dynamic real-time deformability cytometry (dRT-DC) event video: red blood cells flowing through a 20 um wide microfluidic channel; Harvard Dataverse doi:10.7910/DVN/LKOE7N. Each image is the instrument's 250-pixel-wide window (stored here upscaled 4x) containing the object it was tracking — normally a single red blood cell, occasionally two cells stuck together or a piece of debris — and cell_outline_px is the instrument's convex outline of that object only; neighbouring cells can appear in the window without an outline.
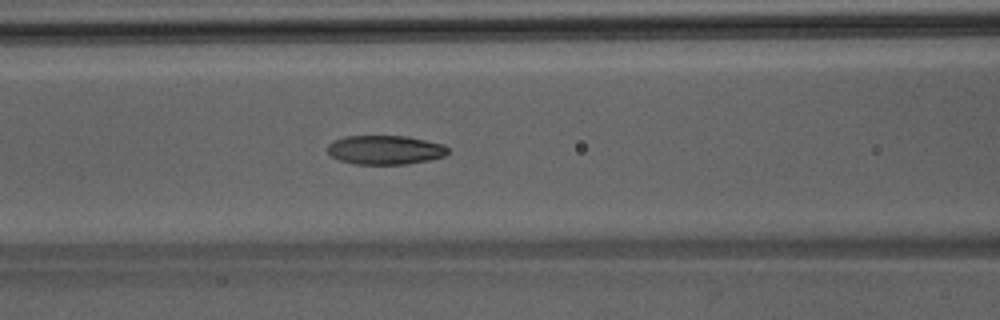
{"species": "Egyptian fruit bat (a non-hibernating species)", "species_latin": "Rousettus aegyptiacus", "temperature_condition": "room temperature", "stored_images_in_passage": 39, "camera_frame_rate_fps": 3000, "um_per_image_px": 0.085, "animal": {"sex": "male"}, "frame": {"image": 1, "passage_image": 10, "time_ms": 3.0, "image_size_px": [1000, 320], "cell_outline_px": [[448, 152], [444, 156], [428, 160], [408, 164], [356, 164], [340, 160], [332, 156], [328, 152], [328, 144], [332, 140], [344, 136], [408, 136], [444, 144], [448, 148]], "centroid_in_image_um": [32.74, 12.73], "position_along_channel_um": 133.9, "area_um2": 20.46}}
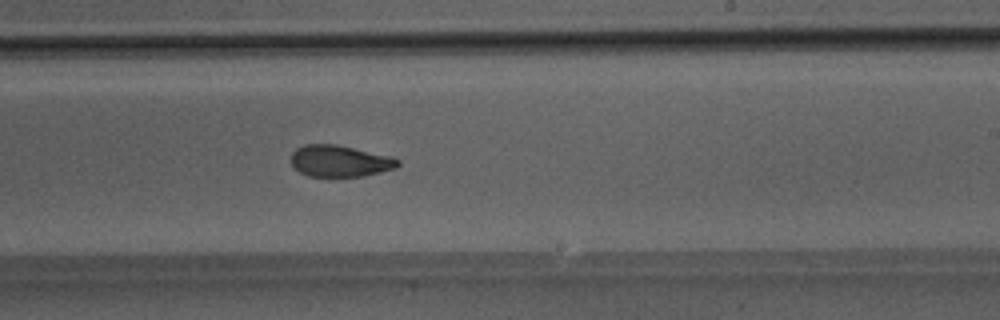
{"frame": {"image": 2, "passage_image": 19, "time_ms": 6.0, "image_size_px": [1000, 320], "cell_outline_px": [[400, 164], [396, 168], [364, 176], [308, 176], [292, 168], [292, 152], [296, 148], [304, 144], [336, 144], [392, 156], [400, 160]], "centroid_in_image_um": [28.89, 13.68], "position_along_channel_um": 260.1, "area_um2": 19.77}}
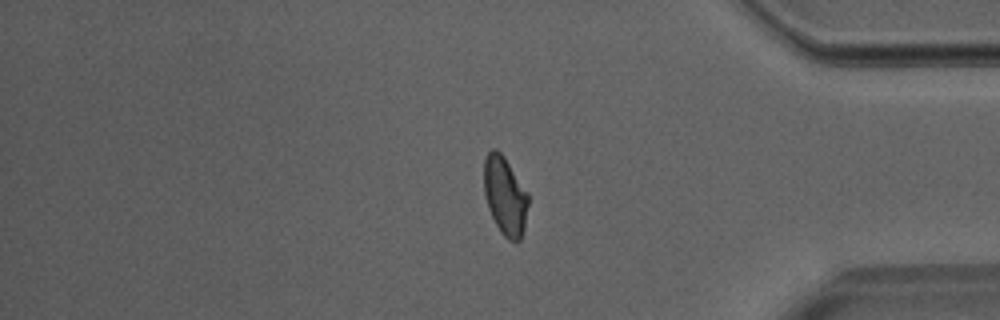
{"frame": {"image": 3, "passage_image": 30, "time_ms": 9.667, "image_size_px": [1000, 320], "cell_outline_px": [[528, 204], [524, 228], [520, 240], [508, 240], [500, 232], [488, 208], [484, 192], [484, 160], [488, 152], [492, 148], [496, 148], [504, 156], [528, 192]], "centroid_in_image_um": [42.92, 16.62], "position_along_channel_um": 392.3, "area_um2": 20.23}}